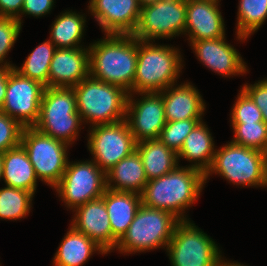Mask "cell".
<instances>
[{
	"label": "cell",
	"instance_id": "cell-13",
	"mask_svg": "<svg viewBox=\"0 0 267 266\" xmlns=\"http://www.w3.org/2000/svg\"><path fill=\"white\" fill-rule=\"evenodd\" d=\"M46 86L39 81L11 71L1 112L17 120L23 127H33L38 120Z\"/></svg>",
	"mask_w": 267,
	"mask_h": 266
},
{
	"label": "cell",
	"instance_id": "cell-2",
	"mask_svg": "<svg viewBox=\"0 0 267 266\" xmlns=\"http://www.w3.org/2000/svg\"><path fill=\"white\" fill-rule=\"evenodd\" d=\"M206 184L205 174L198 169L177 166L166 175L148 180L141 195L143 205L173 213L189 220L185 209L194 204Z\"/></svg>",
	"mask_w": 267,
	"mask_h": 266
},
{
	"label": "cell",
	"instance_id": "cell-25",
	"mask_svg": "<svg viewBox=\"0 0 267 266\" xmlns=\"http://www.w3.org/2000/svg\"><path fill=\"white\" fill-rule=\"evenodd\" d=\"M106 254L93 240L71 225L54 255V266H82L94 252Z\"/></svg>",
	"mask_w": 267,
	"mask_h": 266
},
{
	"label": "cell",
	"instance_id": "cell-20",
	"mask_svg": "<svg viewBox=\"0 0 267 266\" xmlns=\"http://www.w3.org/2000/svg\"><path fill=\"white\" fill-rule=\"evenodd\" d=\"M160 93L163 95L167 122L202 119L206 105L199 90L190 82L171 85Z\"/></svg>",
	"mask_w": 267,
	"mask_h": 266
},
{
	"label": "cell",
	"instance_id": "cell-21",
	"mask_svg": "<svg viewBox=\"0 0 267 266\" xmlns=\"http://www.w3.org/2000/svg\"><path fill=\"white\" fill-rule=\"evenodd\" d=\"M112 230V250L127 232L142 205L141 195L134 192L106 189L103 195Z\"/></svg>",
	"mask_w": 267,
	"mask_h": 266
},
{
	"label": "cell",
	"instance_id": "cell-19",
	"mask_svg": "<svg viewBox=\"0 0 267 266\" xmlns=\"http://www.w3.org/2000/svg\"><path fill=\"white\" fill-rule=\"evenodd\" d=\"M89 75V48H57L50 62L48 87H73Z\"/></svg>",
	"mask_w": 267,
	"mask_h": 266
},
{
	"label": "cell",
	"instance_id": "cell-29",
	"mask_svg": "<svg viewBox=\"0 0 267 266\" xmlns=\"http://www.w3.org/2000/svg\"><path fill=\"white\" fill-rule=\"evenodd\" d=\"M267 19V0H239L236 35L245 41L259 30Z\"/></svg>",
	"mask_w": 267,
	"mask_h": 266
},
{
	"label": "cell",
	"instance_id": "cell-30",
	"mask_svg": "<svg viewBox=\"0 0 267 266\" xmlns=\"http://www.w3.org/2000/svg\"><path fill=\"white\" fill-rule=\"evenodd\" d=\"M34 194L29 191L5 186L0 189V219L19 220L31 211Z\"/></svg>",
	"mask_w": 267,
	"mask_h": 266
},
{
	"label": "cell",
	"instance_id": "cell-28",
	"mask_svg": "<svg viewBox=\"0 0 267 266\" xmlns=\"http://www.w3.org/2000/svg\"><path fill=\"white\" fill-rule=\"evenodd\" d=\"M56 49L50 40H46L26 57L20 68L14 66V70L20 75L39 81L48 87L50 62Z\"/></svg>",
	"mask_w": 267,
	"mask_h": 266
},
{
	"label": "cell",
	"instance_id": "cell-12",
	"mask_svg": "<svg viewBox=\"0 0 267 266\" xmlns=\"http://www.w3.org/2000/svg\"><path fill=\"white\" fill-rule=\"evenodd\" d=\"M88 150L105 173L136 150L137 142L126 120L94 125L88 132Z\"/></svg>",
	"mask_w": 267,
	"mask_h": 266
},
{
	"label": "cell",
	"instance_id": "cell-22",
	"mask_svg": "<svg viewBox=\"0 0 267 266\" xmlns=\"http://www.w3.org/2000/svg\"><path fill=\"white\" fill-rule=\"evenodd\" d=\"M147 182L141 157L136 150L106 172V188L114 191L141 194Z\"/></svg>",
	"mask_w": 267,
	"mask_h": 266
},
{
	"label": "cell",
	"instance_id": "cell-33",
	"mask_svg": "<svg viewBox=\"0 0 267 266\" xmlns=\"http://www.w3.org/2000/svg\"><path fill=\"white\" fill-rule=\"evenodd\" d=\"M239 92L231 110V124L264 122L261 110L252 99L242 89Z\"/></svg>",
	"mask_w": 267,
	"mask_h": 266
},
{
	"label": "cell",
	"instance_id": "cell-9",
	"mask_svg": "<svg viewBox=\"0 0 267 266\" xmlns=\"http://www.w3.org/2000/svg\"><path fill=\"white\" fill-rule=\"evenodd\" d=\"M20 144L26 150L38 179L55 187L68 163L69 144L41 133L34 127H24Z\"/></svg>",
	"mask_w": 267,
	"mask_h": 266
},
{
	"label": "cell",
	"instance_id": "cell-3",
	"mask_svg": "<svg viewBox=\"0 0 267 266\" xmlns=\"http://www.w3.org/2000/svg\"><path fill=\"white\" fill-rule=\"evenodd\" d=\"M180 49L137 39V67L132 93L161 92L177 83L183 69Z\"/></svg>",
	"mask_w": 267,
	"mask_h": 266
},
{
	"label": "cell",
	"instance_id": "cell-4",
	"mask_svg": "<svg viewBox=\"0 0 267 266\" xmlns=\"http://www.w3.org/2000/svg\"><path fill=\"white\" fill-rule=\"evenodd\" d=\"M77 112L83 123L91 126L112 124L125 119L128 92L123 88L105 83L90 74L73 86Z\"/></svg>",
	"mask_w": 267,
	"mask_h": 266
},
{
	"label": "cell",
	"instance_id": "cell-41",
	"mask_svg": "<svg viewBox=\"0 0 267 266\" xmlns=\"http://www.w3.org/2000/svg\"><path fill=\"white\" fill-rule=\"evenodd\" d=\"M157 1H159V0H138L139 5L141 7H144V6H147V5H150V4H154Z\"/></svg>",
	"mask_w": 267,
	"mask_h": 266
},
{
	"label": "cell",
	"instance_id": "cell-5",
	"mask_svg": "<svg viewBox=\"0 0 267 266\" xmlns=\"http://www.w3.org/2000/svg\"><path fill=\"white\" fill-rule=\"evenodd\" d=\"M219 174L234 185L267 187V153L229 142L216 149L214 160L205 174Z\"/></svg>",
	"mask_w": 267,
	"mask_h": 266
},
{
	"label": "cell",
	"instance_id": "cell-7",
	"mask_svg": "<svg viewBox=\"0 0 267 266\" xmlns=\"http://www.w3.org/2000/svg\"><path fill=\"white\" fill-rule=\"evenodd\" d=\"M180 221L169 211L142 204L115 249L121 254L145 252L162 247L167 249L176 225Z\"/></svg>",
	"mask_w": 267,
	"mask_h": 266
},
{
	"label": "cell",
	"instance_id": "cell-10",
	"mask_svg": "<svg viewBox=\"0 0 267 266\" xmlns=\"http://www.w3.org/2000/svg\"><path fill=\"white\" fill-rule=\"evenodd\" d=\"M53 189H56L65 207L74 210L104 195L106 173L92 159L73 163L68 160L60 182Z\"/></svg>",
	"mask_w": 267,
	"mask_h": 266
},
{
	"label": "cell",
	"instance_id": "cell-14",
	"mask_svg": "<svg viewBox=\"0 0 267 266\" xmlns=\"http://www.w3.org/2000/svg\"><path fill=\"white\" fill-rule=\"evenodd\" d=\"M141 96L137 101L133 93L128 94L125 120L136 142L159 139L166 125L163 95L160 92L136 93Z\"/></svg>",
	"mask_w": 267,
	"mask_h": 266
},
{
	"label": "cell",
	"instance_id": "cell-31",
	"mask_svg": "<svg viewBox=\"0 0 267 266\" xmlns=\"http://www.w3.org/2000/svg\"><path fill=\"white\" fill-rule=\"evenodd\" d=\"M234 137L231 142L267 153V123L232 124Z\"/></svg>",
	"mask_w": 267,
	"mask_h": 266
},
{
	"label": "cell",
	"instance_id": "cell-32",
	"mask_svg": "<svg viewBox=\"0 0 267 266\" xmlns=\"http://www.w3.org/2000/svg\"><path fill=\"white\" fill-rule=\"evenodd\" d=\"M202 119H185L166 122L161 130L159 140L168 148L178 153L183 146L185 138Z\"/></svg>",
	"mask_w": 267,
	"mask_h": 266
},
{
	"label": "cell",
	"instance_id": "cell-24",
	"mask_svg": "<svg viewBox=\"0 0 267 266\" xmlns=\"http://www.w3.org/2000/svg\"><path fill=\"white\" fill-rule=\"evenodd\" d=\"M3 181L5 186L22 189L35 194L37 180L34 167L23 146L9 149L3 153Z\"/></svg>",
	"mask_w": 267,
	"mask_h": 266
},
{
	"label": "cell",
	"instance_id": "cell-34",
	"mask_svg": "<svg viewBox=\"0 0 267 266\" xmlns=\"http://www.w3.org/2000/svg\"><path fill=\"white\" fill-rule=\"evenodd\" d=\"M21 28L22 25L17 19L0 16V64L15 66L5 58L19 37Z\"/></svg>",
	"mask_w": 267,
	"mask_h": 266
},
{
	"label": "cell",
	"instance_id": "cell-38",
	"mask_svg": "<svg viewBox=\"0 0 267 266\" xmlns=\"http://www.w3.org/2000/svg\"><path fill=\"white\" fill-rule=\"evenodd\" d=\"M24 0H0V16L21 19Z\"/></svg>",
	"mask_w": 267,
	"mask_h": 266
},
{
	"label": "cell",
	"instance_id": "cell-39",
	"mask_svg": "<svg viewBox=\"0 0 267 266\" xmlns=\"http://www.w3.org/2000/svg\"><path fill=\"white\" fill-rule=\"evenodd\" d=\"M14 66H6L0 64V110L4 105V99L6 95L7 82L11 71Z\"/></svg>",
	"mask_w": 267,
	"mask_h": 266
},
{
	"label": "cell",
	"instance_id": "cell-37",
	"mask_svg": "<svg viewBox=\"0 0 267 266\" xmlns=\"http://www.w3.org/2000/svg\"><path fill=\"white\" fill-rule=\"evenodd\" d=\"M53 5L54 0H24L23 9L21 12V19H18V21L22 25V15L24 14L25 16L30 15L36 18H39L43 15L45 16L46 14H49L50 11L53 9Z\"/></svg>",
	"mask_w": 267,
	"mask_h": 266
},
{
	"label": "cell",
	"instance_id": "cell-18",
	"mask_svg": "<svg viewBox=\"0 0 267 266\" xmlns=\"http://www.w3.org/2000/svg\"><path fill=\"white\" fill-rule=\"evenodd\" d=\"M71 226L100 246L106 254L112 252V230L103 196L78 206Z\"/></svg>",
	"mask_w": 267,
	"mask_h": 266
},
{
	"label": "cell",
	"instance_id": "cell-16",
	"mask_svg": "<svg viewBox=\"0 0 267 266\" xmlns=\"http://www.w3.org/2000/svg\"><path fill=\"white\" fill-rule=\"evenodd\" d=\"M225 36L218 39H202L189 41L193 52L199 61L205 66L222 75L231 77L248 72L246 62L236 48L228 44Z\"/></svg>",
	"mask_w": 267,
	"mask_h": 266
},
{
	"label": "cell",
	"instance_id": "cell-35",
	"mask_svg": "<svg viewBox=\"0 0 267 266\" xmlns=\"http://www.w3.org/2000/svg\"><path fill=\"white\" fill-rule=\"evenodd\" d=\"M23 126L6 113L0 111V152L20 145Z\"/></svg>",
	"mask_w": 267,
	"mask_h": 266
},
{
	"label": "cell",
	"instance_id": "cell-36",
	"mask_svg": "<svg viewBox=\"0 0 267 266\" xmlns=\"http://www.w3.org/2000/svg\"><path fill=\"white\" fill-rule=\"evenodd\" d=\"M244 84L241 88L261 110L262 118L267 123V78L254 84Z\"/></svg>",
	"mask_w": 267,
	"mask_h": 266
},
{
	"label": "cell",
	"instance_id": "cell-42",
	"mask_svg": "<svg viewBox=\"0 0 267 266\" xmlns=\"http://www.w3.org/2000/svg\"><path fill=\"white\" fill-rule=\"evenodd\" d=\"M3 167H4L3 153L0 152V180L3 179Z\"/></svg>",
	"mask_w": 267,
	"mask_h": 266
},
{
	"label": "cell",
	"instance_id": "cell-26",
	"mask_svg": "<svg viewBox=\"0 0 267 266\" xmlns=\"http://www.w3.org/2000/svg\"><path fill=\"white\" fill-rule=\"evenodd\" d=\"M136 151L141 157L148 180L166 175L179 164L177 153L159 139L138 142Z\"/></svg>",
	"mask_w": 267,
	"mask_h": 266
},
{
	"label": "cell",
	"instance_id": "cell-6",
	"mask_svg": "<svg viewBox=\"0 0 267 266\" xmlns=\"http://www.w3.org/2000/svg\"><path fill=\"white\" fill-rule=\"evenodd\" d=\"M83 123L77 112L73 87H46L42 96L35 129L72 145Z\"/></svg>",
	"mask_w": 267,
	"mask_h": 266
},
{
	"label": "cell",
	"instance_id": "cell-15",
	"mask_svg": "<svg viewBox=\"0 0 267 266\" xmlns=\"http://www.w3.org/2000/svg\"><path fill=\"white\" fill-rule=\"evenodd\" d=\"M106 34L132 35L138 25V0H90L88 12Z\"/></svg>",
	"mask_w": 267,
	"mask_h": 266
},
{
	"label": "cell",
	"instance_id": "cell-23",
	"mask_svg": "<svg viewBox=\"0 0 267 266\" xmlns=\"http://www.w3.org/2000/svg\"><path fill=\"white\" fill-rule=\"evenodd\" d=\"M212 134L205 122L200 121L185 138L183 146L177 153L178 161L186 159L195 168L206 174L210 169L216 152ZM194 162V163H193Z\"/></svg>",
	"mask_w": 267,
	"mask_h": 266
},
{
	"label": "cell",
	"instance_id": "cell-27",
	"mask_svg": "<svg viewBox=\"0 0 267 266\" xmlns=\"http://www.w3.org/2000/svg\"><path fill=\"white\" fill-rule=\"evenodd\" d=\"M86 17L72 10L65 11L52 23L50 41L56 48H78L84 36Z\"/></svg>",
	"mask_w": 267,
	"mask_h": 266
},
{
	"label": "cell",
	"instance_id": "cell-1",
	"mask_svg": "<svg viewBox=\"0 0 267 266\" xmlns=\"http://www.w3.org/2000/svg\"><path fill=\"white\" fill-rule=\"evenodd\" d=\"M88 48L89 74L131 94L137 67V38L106 34Z\"/></svg>",
	"mask_w": 267,
	"mask_h": 266
},
{
	"label": "cell",
	"instance_id": "cell-40",
	"mask_svg": "<svg viewBox=\"0 0 267 266\" xmlns=\"http://www.w3.org/2000/svg\"><path fill=\"white\" fill-rule=\"evenodd\" d=\"M223 258H221L220 260V263L218 264V266H247V265H243L241 263H238V262H230V261H225L224 259L222 260Z\"/></svg>",
	"mask_w": 267,
	"mask_h": 266
},
{
	"label": "cell",
	"instance_id": "cell-11",
	"mask_svg": "<svg viewBox=\"0 0 267 266\" xmlns=\"http://www.w3.org/2000/svg\"><path fill=\"white\" fill-rule=\"evenodd\" d=\"M186 0H159L141 7L138 25L132 34L139 41L173 39L185 33Z\"/></svg>",
	"mask_w": 267,
	"mask_h": 266
},
{
	"label": "cell",
	"instance_id": "cell-17",
	"mask_svg": "<svg viewBox=\"0 0 267 266\" xmlns=\"http://www.w3.org/2000/svg\"><path fill=\"white\" fill-rule=\"evenodd\" d=\"M221 0H186L185 33L189 41L218 39L225 36Z\"/></svg>",
	"mask_w": 267,
	"mask_h": 266
},
{
	"label": "cell",
	"instance_id": "cell-8",
	"mask_svg": "<svg viewBox=\"0 0 267 266\" xmlns=\"http://www.w3.org/2000/svg\"><path fill=\"white\" fill-rule=\"evenodd\" d=\"M166 252L171 266H218L222 258L216 242L190 220H181Z\"/></svg>",
	"mask_w": 267,
	"mask_h": 266
}]
</instances>
